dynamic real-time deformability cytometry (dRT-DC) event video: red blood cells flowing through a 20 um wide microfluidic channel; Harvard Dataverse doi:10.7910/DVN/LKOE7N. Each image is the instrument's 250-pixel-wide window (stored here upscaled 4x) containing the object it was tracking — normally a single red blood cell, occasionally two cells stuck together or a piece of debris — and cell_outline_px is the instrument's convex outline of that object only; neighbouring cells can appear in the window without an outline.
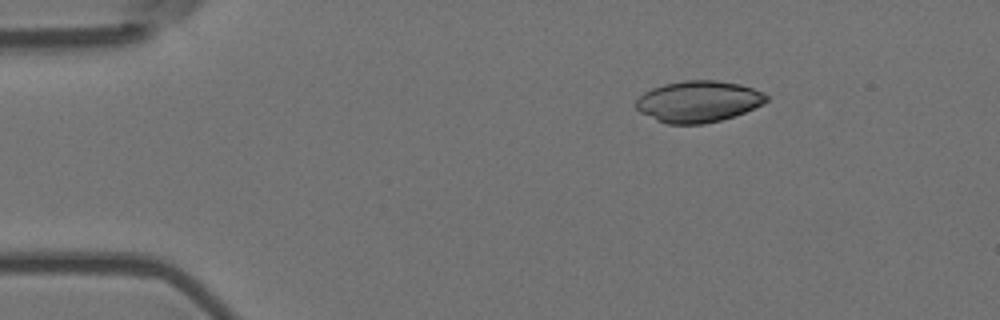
{"species": "Egyptian fruit bat (a non-hibernating species)", "species_latin": "Rousettus aegyptiacus", "temperature_condition": "room temperature", "stored_images_in_passage": 4, "camera_frame_rate_fps": 3000, "um_per_image_px": 0.085, "animal": {"sex": "female"}, "frame": {"image": 1, "passage_image": 1, "time_ms": 0.0, "image_size_px": [1000, 320], "cell_outline_px": [[768, 100], [764, 104], [744, 112], [720, 120], [704, 124], [668, 124], [656, 120], [640, 112], [636, 108], [636, 100], [644, 92], [652, 88], [664, 84], [684, 80], [716, 80], [740, 84], [764, 92], [768, 96]], "centroid_in_image_um": [59.36, 8.62], "position_along_channel_um": 25.6, "area_um2": 31.44}}